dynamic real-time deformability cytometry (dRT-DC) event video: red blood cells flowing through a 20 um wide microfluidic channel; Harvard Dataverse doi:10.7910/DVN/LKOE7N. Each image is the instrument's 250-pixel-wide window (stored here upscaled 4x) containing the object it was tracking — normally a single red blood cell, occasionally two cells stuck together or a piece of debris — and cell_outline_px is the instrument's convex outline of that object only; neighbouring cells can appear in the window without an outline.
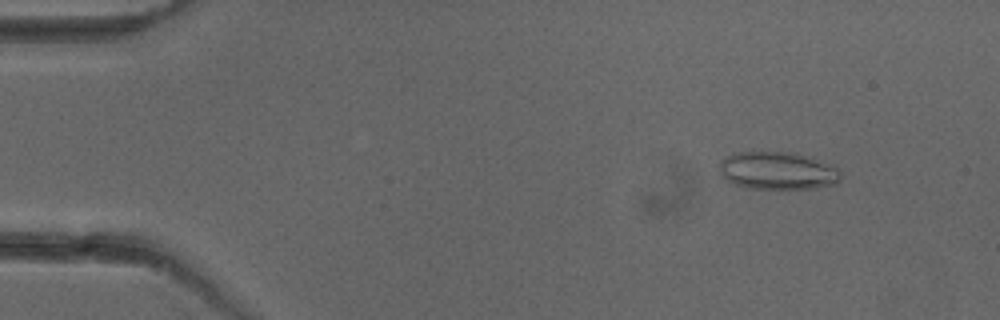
{"species": "common noctule bat (a hibernating species)", "species_latin": "Nyctalus noctula", "temperature_condition": "cold", "stored_images_in_passage": 52, "camera_frame_rate_fps": 3000, "um_per_image_px": 0.085, "animal": {"sex": "female"}, "frame": {"image": 1, "passage_image": 6, "time_ms": 1.667, "image_size_px": [1000, 320], "cell_outline_px": [[840, 180], [836, 184], [816, 188], [748, 188], [736, 184], [720, 176], [720, 160], [724, 156], [736, 152], [792, 152], [812, 156], [836, 164], [840, 168]], "centroid_in_image_um": [66.16, 14.48], "position_along_channel_um": 18.8, "area_um2": 27.22}}
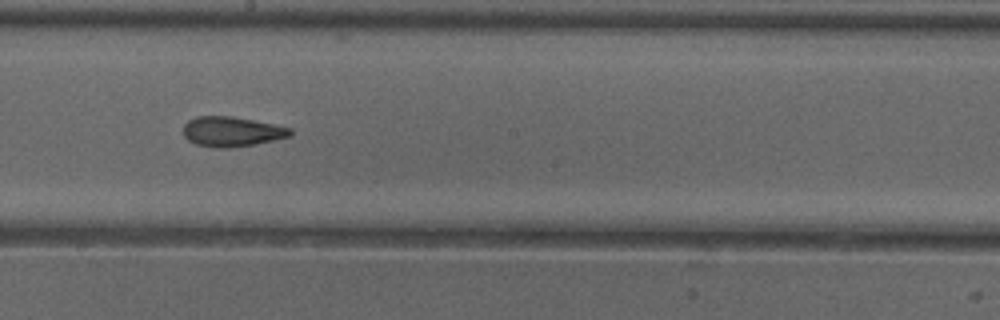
{"frame": {"image": 2, "passage_image": 29, "time_ms": 9.333, "image_size_px": [1000, 320], "cell_outline_px": [[292, 136], [256, 144], [228, 148], [216, 148], [196, 144], [188, 140], [184, 136], [184, 124], [188, 120], [196, 116], [232, 116], [292, 128]], "centroid_in_image_um": [19.7, 11.19], "position_along_channel_um": 228.5, "area_um2": 18.67}}
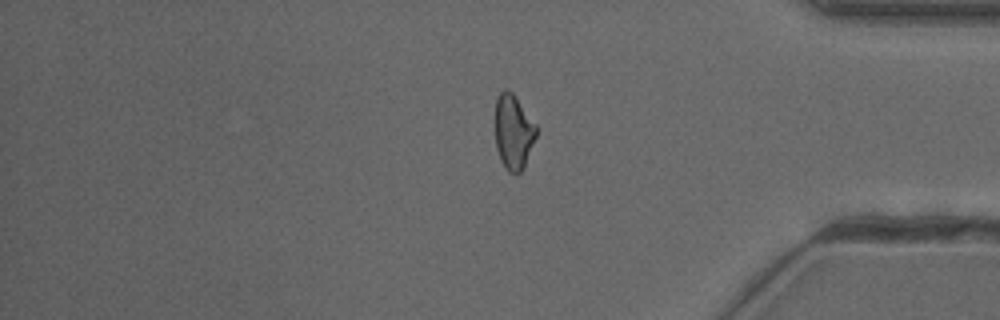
{"frame": {"image": 3, "passage_image": 43, "time_ms": 14.0, "image_size_px": [1000, 320], "cell_outline_px": [[536, 136], [524, 168], [520, 172], [508, 172], [504, 168], [500, 160], [496, 148], [496, 100], [500, 92], [504, 88], [508, 88], [512, 92], [536, 124]], "centroid_in_image_um": [43.63, 11.22], "position_along_channel_um": 391.6, "area_um2": 17.86}, "authors_computed_cell_mechanics": {"area_um2": 19.1318, "velocity_mm_per_s": 3.9825, "shape_relaxation_time_tau1_ms": 9.4562, "shape_relaxation_time_tau2_ms": 2.3904, "deformation_change_tau1": 0.1602, "deformation_change_tau2": 0.0975}}